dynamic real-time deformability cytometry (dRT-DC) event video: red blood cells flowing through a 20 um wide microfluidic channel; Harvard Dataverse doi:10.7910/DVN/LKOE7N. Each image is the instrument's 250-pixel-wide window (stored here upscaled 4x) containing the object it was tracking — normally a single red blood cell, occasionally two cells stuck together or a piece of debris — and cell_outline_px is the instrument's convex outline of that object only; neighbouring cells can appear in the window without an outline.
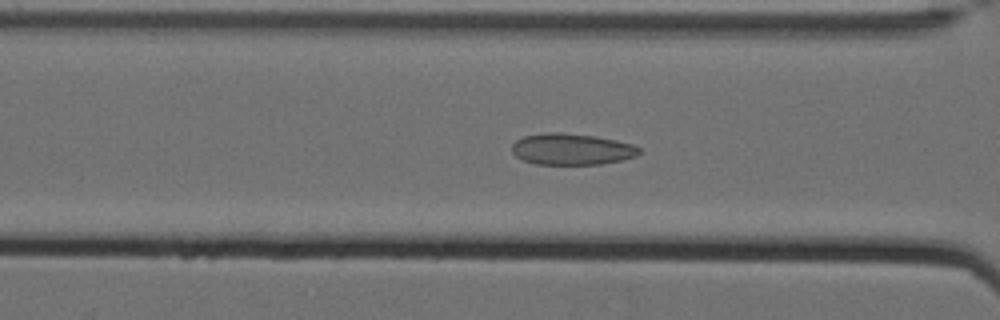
{"species": "Egyptian fruit bat (a non-hibernating species)", "species_latin": "Rousettus aegyptiacus", "temperature_condition": "cold", "stored_images_in_passage": 38, "camera_frame_rate_fps": 3000, "um_per_image_px": 0.085, "animal": {"sex": "female"}, "frame": {"image": 1, "passage_image": 5, "time_ms": 1.333, "image_size_px": [1000, 320], "cell_outline_px": [[640, 152], [636, 156], [620, 160], [600, 164], [536, 164], [524, 160], [516, 156], [512, 152], [512, 144], [516, 140], [524, 136], [548, 132], [556, 132], [596, 136], [616, 140], [632, 144], [640, 148]], "centroid_in_image_um": [48.58, 12.67], "position_along_channel_um": 118.0, "area_um2": 23.12}}
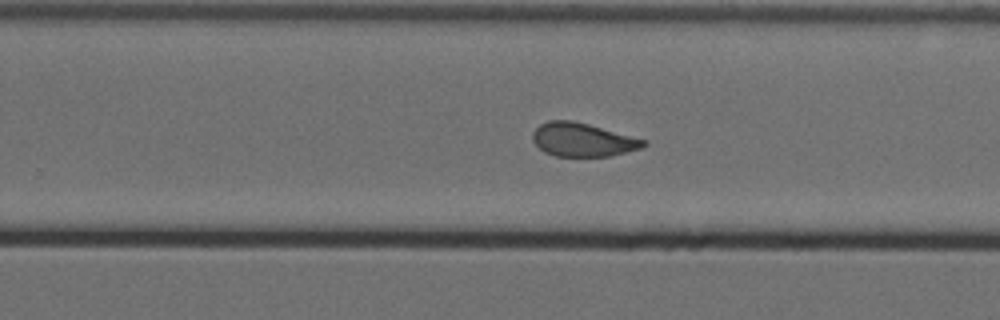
{"frame": {"image": 2, "passage_image": 19, "time_ms": 6.0, "image_size_px": [1000, 320], "cell_outline_px": [[648, 144], [640, 148], [608, 156], [556, 156], [544, 152], [532, 140], [532, 132], [540, 124], [548, 120], [572, 120], [588, 124], [648, 140]], "centroid_in_image_um": [49.51, 11.87], "position_along_channel_um": 280.3, "area_um2": 21.62}}
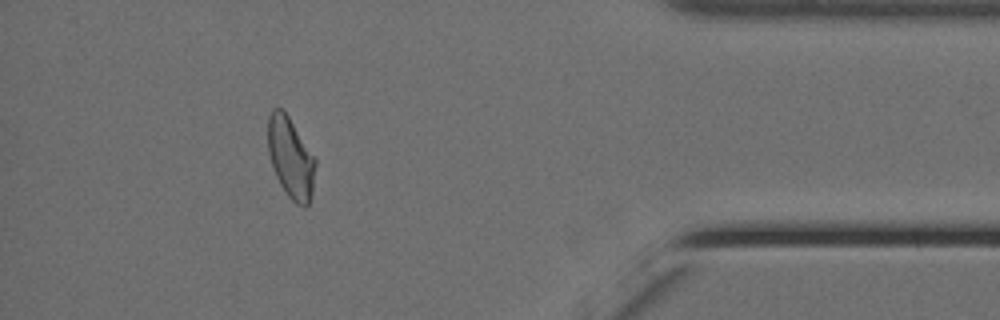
{"frame": {"image": 3, "passage_image": 33, "time_ms": 10.667, "image_size_px": [1000, 320], "cell_outline_px": [[316, 164], [312, 192], [308, 204], [304, 208], [296, 204], [288, 196], [280, 184], [272, 168], [268, 152], [268, 116], [272, 108], [280, 108], [288, 116], [316, 160]], "centroid_in_image_um": [24.69, 13.43], "position_along_channel_um": 410.5, "area_um2": 22.2}}